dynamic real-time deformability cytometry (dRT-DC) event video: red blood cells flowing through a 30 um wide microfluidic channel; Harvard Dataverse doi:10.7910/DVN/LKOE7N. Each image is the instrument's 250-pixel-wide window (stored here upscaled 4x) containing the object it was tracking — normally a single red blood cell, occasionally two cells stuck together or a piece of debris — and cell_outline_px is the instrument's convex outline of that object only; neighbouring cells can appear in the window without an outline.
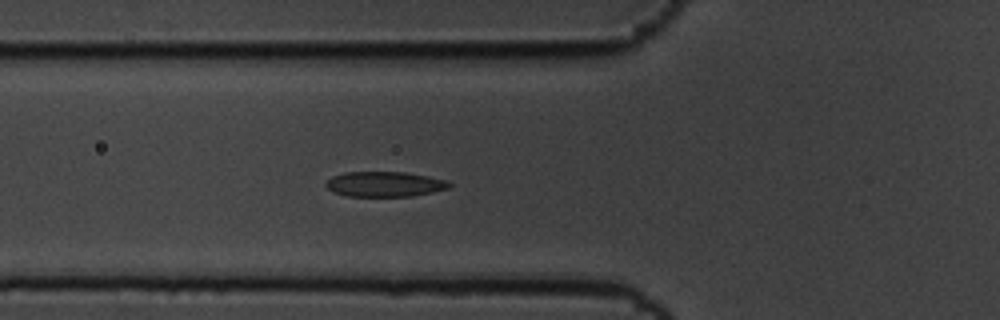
{"species": "common noctule bat (a hibernating species)", "species_latin": "Nyctalus noctula", "temperature_condition": "cold", "stored_images_in_passage": 5, "camera_frame_rate_fps": 3000, "um_per_image_px": 0.085, "animal": {"sex": "male", "body_mass_g": 19.5, "forearm_length_mm": 54.6}, "frame": {"image": 1, "passage_image": 5, "time_ms": 1.333, "image_size_px": [1000, 320], "cell_outline_px": [[452, 184], [448, 188], [432, 192], [412, 196], [348, 196], [336, 192], [328, 188], [324, 184], [332, 176], [344, 172], [404, 172], [428, 176], [448, 180]], "centroid_in_image_um": [32.72, 15.64], "position_along_channel_um": 93.1, "area_um2": 17.98}}